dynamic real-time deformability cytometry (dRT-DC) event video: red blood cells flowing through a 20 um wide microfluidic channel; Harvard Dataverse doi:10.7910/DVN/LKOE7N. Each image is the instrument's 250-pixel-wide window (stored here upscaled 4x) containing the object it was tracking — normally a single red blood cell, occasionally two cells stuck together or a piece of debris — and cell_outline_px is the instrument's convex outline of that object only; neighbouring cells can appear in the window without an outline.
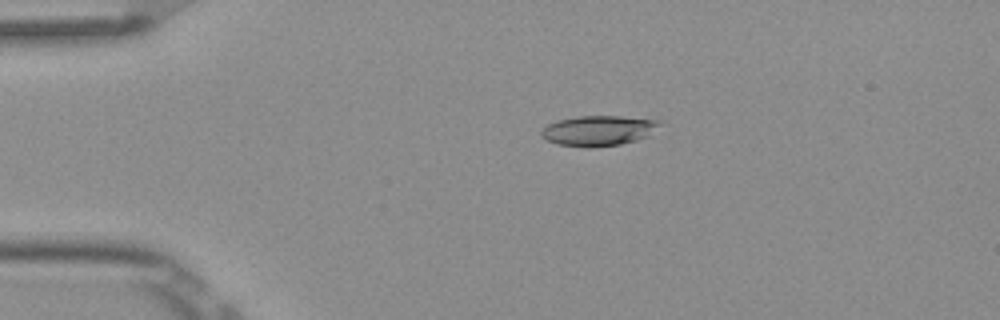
{"species": "Egyptian fruit bat (a non-hibernating species)", "species_latin": "Rousettus aegyptiacus", "temperature_condition": "room temperature", "stored_images_in_passage": 3, "camera_frame_rate_fps": 3000, "um_per_image_px": 0.085, "frame": {"image": 1, "passage_image": 2, "time_ms": 0.333, "image_size_px": [1000, 320], "cell_outline_px": [[668, 124], [636, 140], [620, 144], [560, 144], [548, 140], [540, 132], [548, 124], [560, 120], [580, 116], [620, 116], [660, 120]], "centroid_in_image_um": [51.0, 11.03], "position_along_channel_um": 34.0, "area_um2": 19.83}}